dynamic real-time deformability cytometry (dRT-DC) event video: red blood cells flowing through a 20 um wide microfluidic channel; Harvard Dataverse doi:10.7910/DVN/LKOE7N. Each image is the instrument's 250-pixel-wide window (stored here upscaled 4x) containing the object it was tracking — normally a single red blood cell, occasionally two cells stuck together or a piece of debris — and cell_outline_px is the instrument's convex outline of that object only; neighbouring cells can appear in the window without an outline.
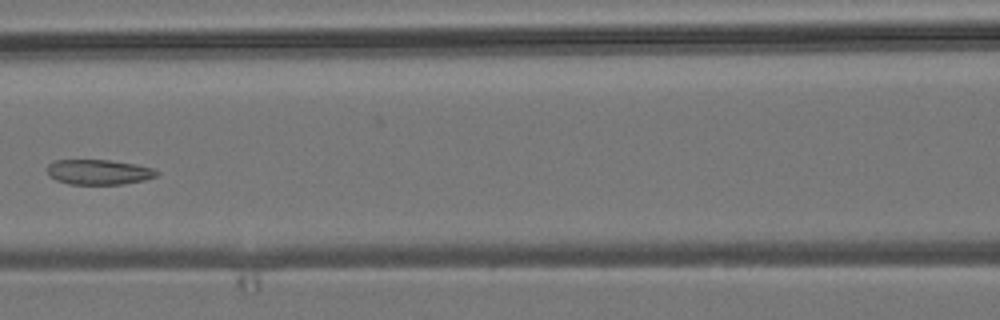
{"species": "common noctule bat (a hibernating species)", "species_latin": "Nyctalus noctula", "temperature_condition": "room temperature", "stored_images_in_passage": 8, "camera_frame_rate_fps": 3000, "um_per_image_px": 0.085, "animal": {"sex": "male", "body_mass_g": 19.2, "forearm_length_mm": 51.8}, "frame": {"image": 1, "passage_image": 7, "time_ms": 7.0, "image_size_px": [1000, 320], "cell_outline_px": [[160, 172], [156, 176], [144, 180], [124, 184], [68, 184], [56, 180], [48, 176], [48, 164], [56, 160], [112, 160], [136, 164], [152, 168]], "centroid_in_image_um": [8.39, 14.62], "position_along_channel_um": 158.2, "area_um2": 16.07}}
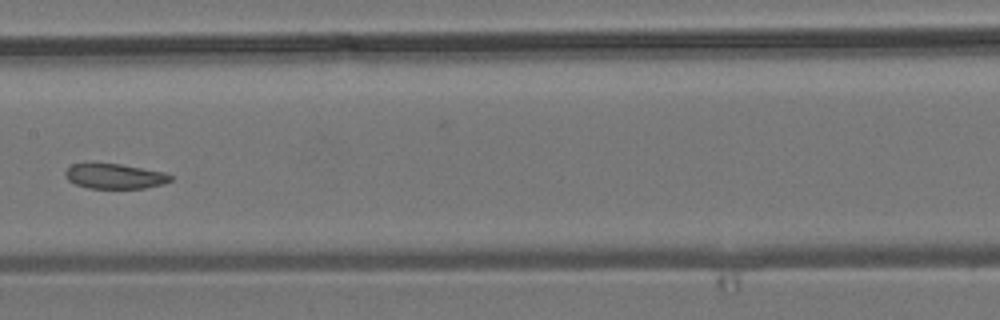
{"frame": {"image": 2, "passage_image": 8, "time_ms": 8.0, "image_size_px": [1000, 320], "cell_outline_px": [[172, 180], [164, 184], [144, 188], [88, 188], [76, 184], [68, 180], [64, 176], [64, 172], [72, 164], [120, 164], [164, 172], [172, 176]], "centroid_in_image_um": [9.76, 14.99], "position_along_channel_um": 197.6, "area_um2": 15.2}}